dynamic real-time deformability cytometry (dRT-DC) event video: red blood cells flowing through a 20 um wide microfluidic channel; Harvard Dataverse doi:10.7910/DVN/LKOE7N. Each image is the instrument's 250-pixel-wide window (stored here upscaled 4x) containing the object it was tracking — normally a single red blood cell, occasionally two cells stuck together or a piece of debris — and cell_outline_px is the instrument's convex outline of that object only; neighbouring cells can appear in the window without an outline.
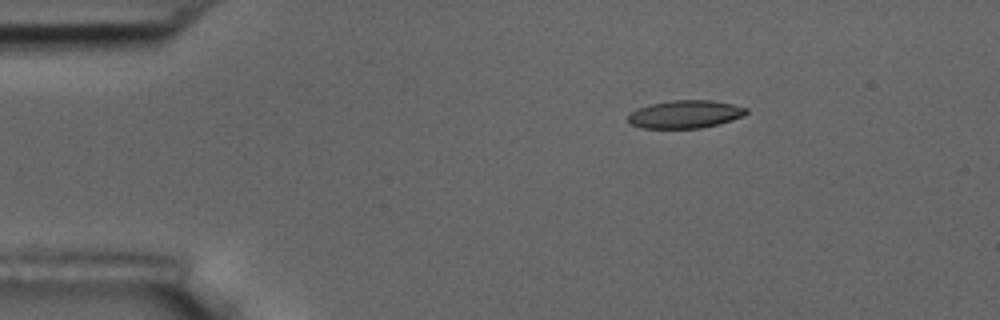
{"species": "common noctule bat (a hibernating species)", "species_latin": "Nyctalus noctula", "temperature_condition": "room temperature", "stored_images_in_passage": 5, "camera_frame_rate_fps": 3000, "um_per_image_px": 0.085, "animal": {"sex": "male", "body_mass_g": 17.5, "forearm_length_mm": 52.3}, "frame": {"image": 1, "passage_image": 3, "time_ms": 2.333, "image_size_px": [1000, 320], "cell_outline_px": [[748, 112], [744, 116], [732, 120], [700, 128], [640, 128], [632, 124], [628, 120], [628, 116], [632, 112], [648, 104], [672, 100], [712, 100], [732, 104], [748, 108]], "centroid_in_image_um": [58.26, 9.7], "position_along_channel_um": 26.7, "area_um2": 19.13}}